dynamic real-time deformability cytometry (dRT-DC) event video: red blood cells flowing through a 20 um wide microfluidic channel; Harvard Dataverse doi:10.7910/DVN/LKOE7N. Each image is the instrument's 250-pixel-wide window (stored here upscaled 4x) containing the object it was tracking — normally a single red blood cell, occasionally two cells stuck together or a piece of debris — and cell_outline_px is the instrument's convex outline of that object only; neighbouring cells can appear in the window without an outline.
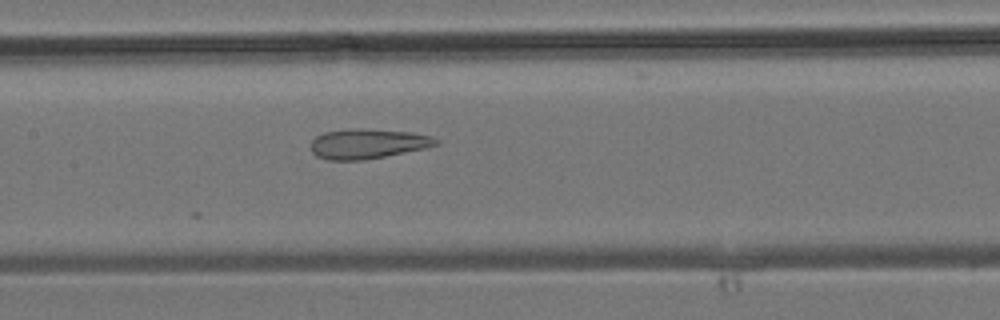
{"species": "common noctule bat (a hibernating species)", "species_latin": "Nyctalus noctula", "temperature_condition": "room temperature", "stored_images_in_passage": 33, "camera_frame_rate_fps": 3000, "um_per_image_px": 0.085, "animal": {"sex": "male", "body_mass_g": 19.2, "forearm_length_mm": 51.8}, "frame": {"image": 1, "passage_image": 13, "time_ms": 4.0, "image_size_px": [1000, 320], "cell_outline_px": [[440, 144], [424, 148], [364, 160], [328, 160], [316, 156], [312, 152], [312, 140], [316, 136], [324, 132], [348, 128], [360, 128], [412, 132], [432, 136], [440, 140]], "centroid_in_image_um": [31.26, 12.2], "position_along_channel_um": 176.1, "area_um2": 21.85}}
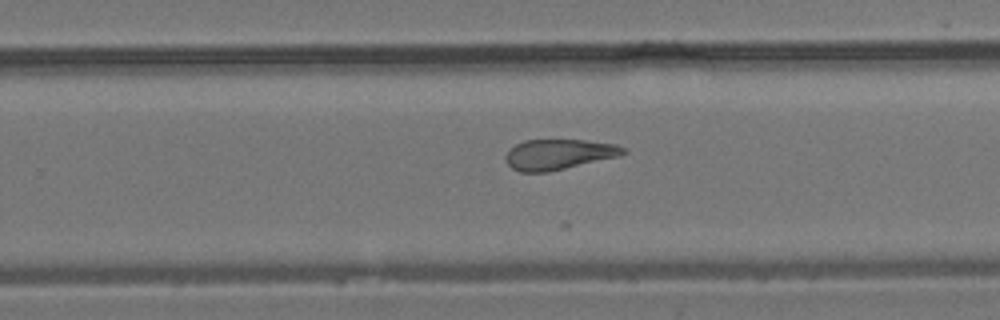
{"frame": {"image": 2, "passage_image": 19, "time_ms": 6.0, "image_size_px": [1000, 320], "cell_outline_px": [[628, 152], [620, 156], [548, 172], [520, 172], [512, 168], [508, 164], [504, 156], [516, 144], [524, 140], [584, 140], [616, 144], [628, 148]], "centroid_in_image_um": [47.53, 13.12], "position_along_channel_um": 282.3, "area_um2": 20.87}}
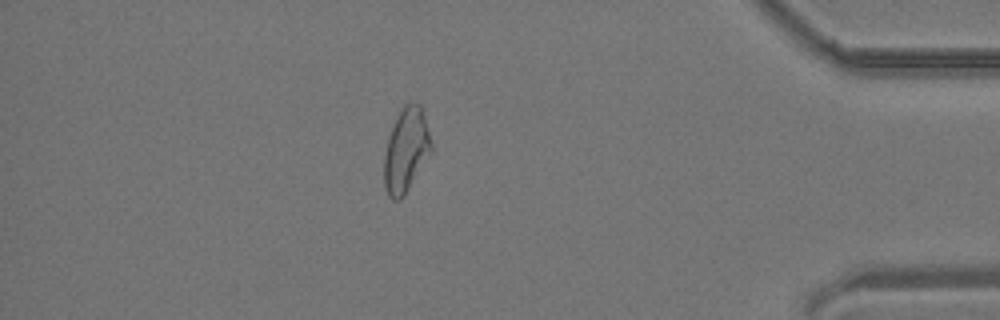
{"frame": {"image": 3, "passage_image": 28, "time_ms": 9.0, "image_size_px": [1000, 320], "cell_outline_px": [[432, 148], [404, 196], [400, 200], [392, 200], [388, 196], [384, 184], [384, 156], [388, 140], [392, 128], [404, 104], [420, 104], [424, 116], [432, 144]], "centroid_in_image_um": [34.49, 12.81], "position_along_channel_um": 400.7, "area_um2": 22.37}}